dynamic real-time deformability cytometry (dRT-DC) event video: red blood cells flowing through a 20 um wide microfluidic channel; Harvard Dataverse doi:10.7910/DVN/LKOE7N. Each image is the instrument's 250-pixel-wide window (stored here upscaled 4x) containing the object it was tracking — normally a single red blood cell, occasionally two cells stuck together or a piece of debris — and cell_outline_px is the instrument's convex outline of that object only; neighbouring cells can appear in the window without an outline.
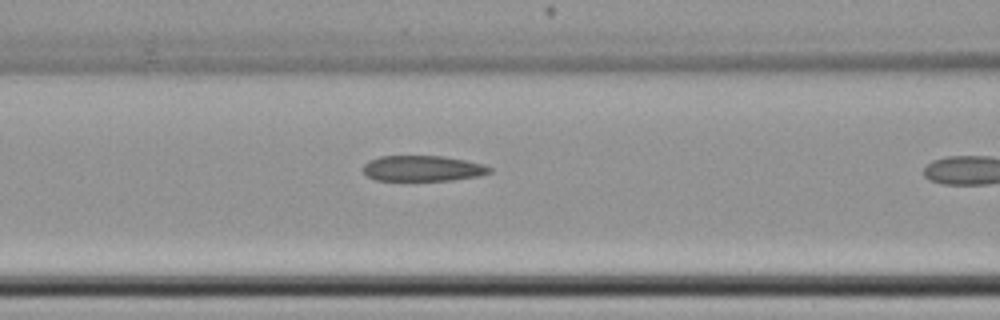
{"species": "common noctule bat (a hibernating species)", "species_latin": "Nyctalus noctula", "temperature_condition": "cold", "stored_images_in_passage": 10, "camera_frame_rate_fps": 3000, "um_per_image_px": 0.085, "animal": {"sex": "female", "body_mass_g": 22.7, "forearm_length_mm": 54.2}, "frame": {"image": 1, "passage_image": 9, "time_ms": 2.667, "image_size_px": [1000, 320], "cell_outline_px": [[492, 172], [480, 176], [452, 180], [376, 180], [368, 176], [364, 172], [364, 164], [368, 160], [380, 156], [444, 156], [484, 164], [492, 168]], "centroid_in_image_um": [35.96, 14.31], "position_along_channel_um": 130.6, "area_um2": 18.9}}